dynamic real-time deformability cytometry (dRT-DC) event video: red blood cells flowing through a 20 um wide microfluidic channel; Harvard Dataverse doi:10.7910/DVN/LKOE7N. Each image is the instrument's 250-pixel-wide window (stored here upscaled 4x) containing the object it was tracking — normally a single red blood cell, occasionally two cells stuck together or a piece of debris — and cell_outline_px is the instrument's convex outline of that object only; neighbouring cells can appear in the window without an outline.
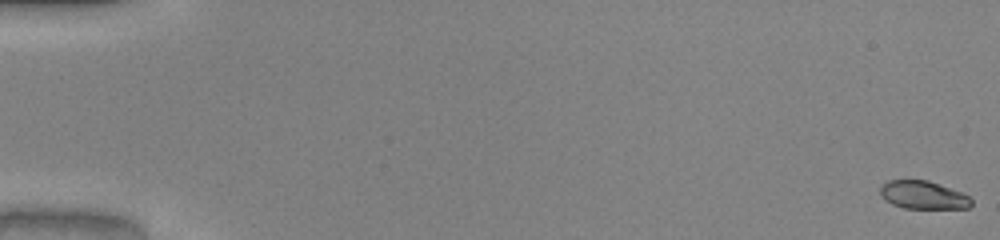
{"species": "common noctule bat (a hibernating species)", "species_latin": "Nyctalus noctula", "temperature_condition": "warm", "stored_images_in_passage": 52, "camera_frame_rate_fps": 3000, "um_per_image_px": 0.085, "animal": {"sex": "male", "body_mass_g": 20.0, "forearm_length_mm": 53.3}, "frame": {"image": 1, "passage_image": 1, "time_ms": 0.0, "image_size_px": [1000, 240], "cell_outline_px": [[972, 204], [968, 208], [904, 208], [892, 204], [884, 200], [880, 196], [880, 188], [888, 180], [928, 180], [960, 192], [968, 196], [972, 200]], "centroid_in_image_um": [78.44, 16.58], "position_along_channel_um": 6.6, "area_um2": 14.8}}
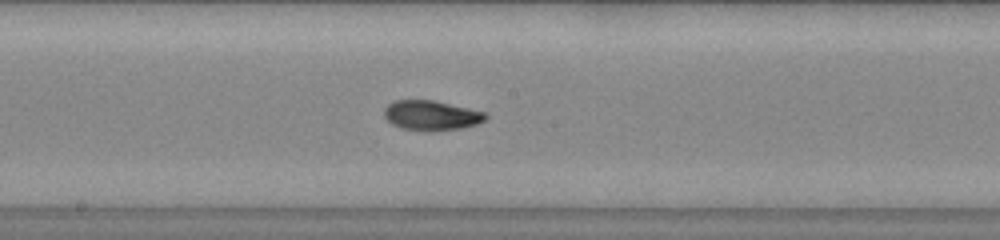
{"frame": {"image": 2, "passage_image": 29, "time_ms": 9.333, "image_size_px": [1000, 240], "cell_outline_px": [[488, 116], [484, 120], [476, 124], [464, 128], [400, 128], [392, 124], [384, 116], [384, 108], [392, 100], [432, 100], [468, 108], [484, 112]], "centroid_in_image_um": [36.63, 9.76], "position_along_channel_um": 211.6, "area_um2": 16.82}}
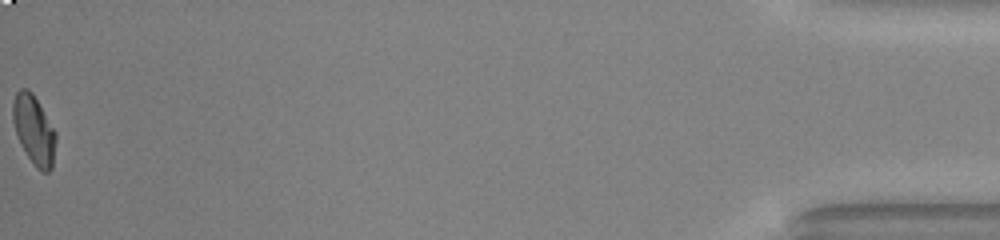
{"frame": {"image": 3, "passage_image": 52, "time_ms": 17.0, "image_size_px": [1000, 240], "cell_outline_px": [[56, 140], [52, 168], [48, 172], [44, 172], [36, 168], [20, 144], [12, 120], [12, 104], [16, 92], [20, 88], [28, 88], [32, 92], [56, 132]], "centroid_in_image_um": [2.87, 11.03], "position_along_channel_um": 432.3, "area_um2": 17.28}, "authors_computed_cell_mechanics": {"area_um2": 17.0221, "velocity_mm_per_s": 4.121, "shape_relaxation_time_tau1_ms": null, "shape_relaxation_time_tau2_ms": 1.5593, "deformation_change_tau1": null, "deformation_change_tau2": 0.0548}}